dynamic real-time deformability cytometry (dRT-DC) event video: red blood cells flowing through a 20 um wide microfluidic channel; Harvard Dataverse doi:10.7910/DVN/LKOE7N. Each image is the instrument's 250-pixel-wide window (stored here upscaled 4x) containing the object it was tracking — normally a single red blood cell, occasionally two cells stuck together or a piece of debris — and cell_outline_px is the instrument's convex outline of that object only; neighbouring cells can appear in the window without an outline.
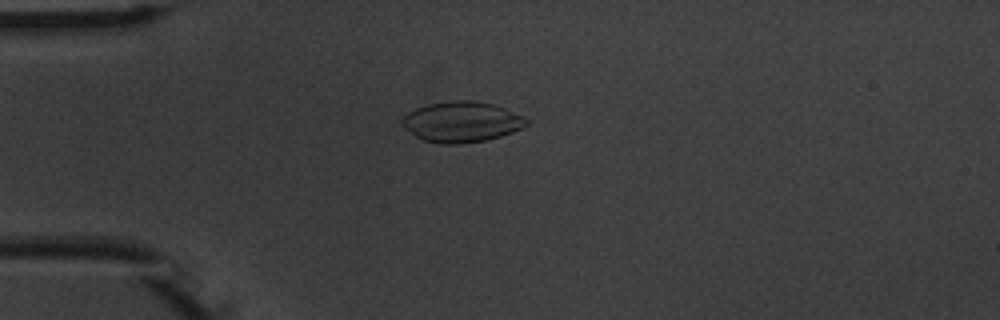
{"species": "common noctule bat (a hibernating species)", "species_latin": "Nyctalus noctula", "temperature_condition": "warm", "stored_images_in_passage": 5, "camera_frame_rate_fps": 3000, "um_per_image_px": 0.085, "animal": {"sex": "male", "body_mass_g": 20.1, "forearm_length_mm": 53.5}, "frame": {"image": 1, "passage_image": 4, "time_ms": 3.667, "image_size_px": [1000, 320], "cell_outline_px": [[528, 124], [524, 128], [500, 136], [484, 140], [460, 144], [440, 144], [424, 140], [416, 136], [404, 128], [400, 120], [408, 112], [416, 108], [428, 104], [448, 100], [476, 100], [492, 104], [504, 108], [524, 116], [528, 120]], "centroid_in_image_um": [39.24, 10.35], "position_along_channel_um": 45.8, "area_um2": 29.54}}